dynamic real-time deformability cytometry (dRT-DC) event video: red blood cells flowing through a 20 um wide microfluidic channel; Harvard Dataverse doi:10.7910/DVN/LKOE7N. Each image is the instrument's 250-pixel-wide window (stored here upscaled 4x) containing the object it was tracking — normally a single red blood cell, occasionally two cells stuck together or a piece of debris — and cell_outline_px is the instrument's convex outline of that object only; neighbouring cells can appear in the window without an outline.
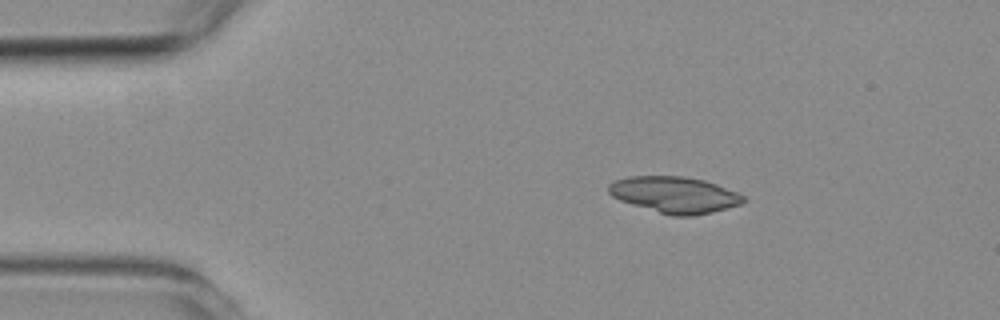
{"species": "common noctule bat (a hibernating species)", "species_latin": "Nyctalus noctula", "temperature_condition": "room temperature", "stored_images_in_passage": 7, "camera_frame_rate_fps": 3000, "um_per_image_px": 0.085, "animal": {"sex": "female", "body_mass_g": 19.3, "forearm_length_mm": 54.1}, "frame": {"image": 1, "passage_image": 1, "time_ms": 0.0, "image_size_px": [1000, 320], "cell_outline_px": [[744, 200], [740, 204], [712, 212], [692, 216], [672, 216], [620, 200], [612, 196], [608, 192], [608, 184], [616, 180], [628, 176], [684, 176], [704, 180], [716, 184], [736, 192], [744, 196]], "centroid_in_image_um": [57.32, 16.54], "position_along_channel_um": 27.7, "area_um2": 28.21}}